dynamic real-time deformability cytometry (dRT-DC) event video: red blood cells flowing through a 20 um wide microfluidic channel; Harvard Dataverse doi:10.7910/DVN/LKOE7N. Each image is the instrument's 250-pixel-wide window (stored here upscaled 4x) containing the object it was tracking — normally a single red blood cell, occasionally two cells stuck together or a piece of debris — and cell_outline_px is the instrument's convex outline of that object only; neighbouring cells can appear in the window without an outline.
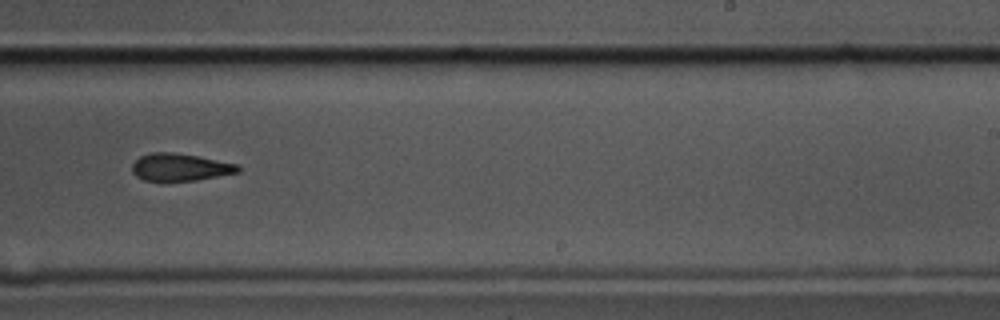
{"species": "common noctule bat (a hibernating species)", "species_latin": "Nyctalus noctula", "temperature_condition": "cold", "stored_images_in_passage": 10, "camera_frame_rate_fps": 3000, "um_per_image_px": 0.085, "animal": {"sex": "male", "body_mass_g": 17.5, "forearm_length_mm": 52.3}, "frame": {"image": 1, "passage_image": 9, "time_ms": 2.667, "image_size_px": [1000, 320], "cell_outline_px": [[240, 172], [196, 180], [144, 180], [136, 176], [132, 172], [132, 164], [140, 156], [152, 152], [172, 152], [196, 156], [240, 164]], "centroid_in_image_um": [15.32, 14.2], "position_along_channel_um": 273.7, "area_um2": 16.76}}
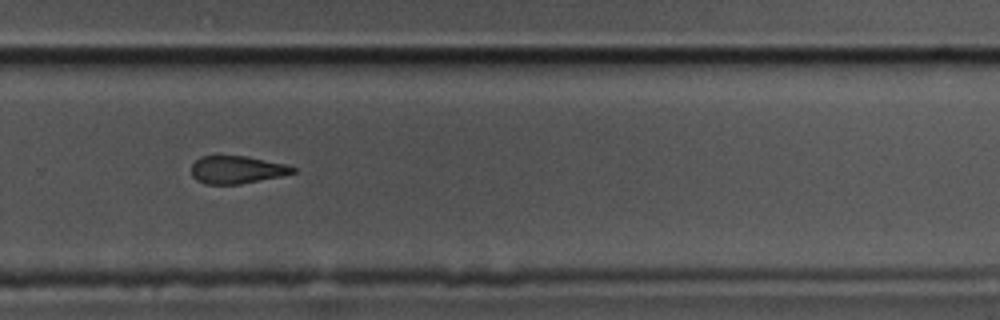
{"frame": {"image": 2, "passage_image": 10, "time_ms": 3.0, "image_size_px": [1000, 320], "cell_outline_px": [[296, 172], [280, 176], [240, 184], [204, 184], [196, 180], [192, 176], [192, 164], [200, 156], [248, 156], [288, 164], [296, 168]], "centroid_in_image_um": [20.14, 14.42], "position_along_channel_um": 309.7, "area_um2": 16.47}}